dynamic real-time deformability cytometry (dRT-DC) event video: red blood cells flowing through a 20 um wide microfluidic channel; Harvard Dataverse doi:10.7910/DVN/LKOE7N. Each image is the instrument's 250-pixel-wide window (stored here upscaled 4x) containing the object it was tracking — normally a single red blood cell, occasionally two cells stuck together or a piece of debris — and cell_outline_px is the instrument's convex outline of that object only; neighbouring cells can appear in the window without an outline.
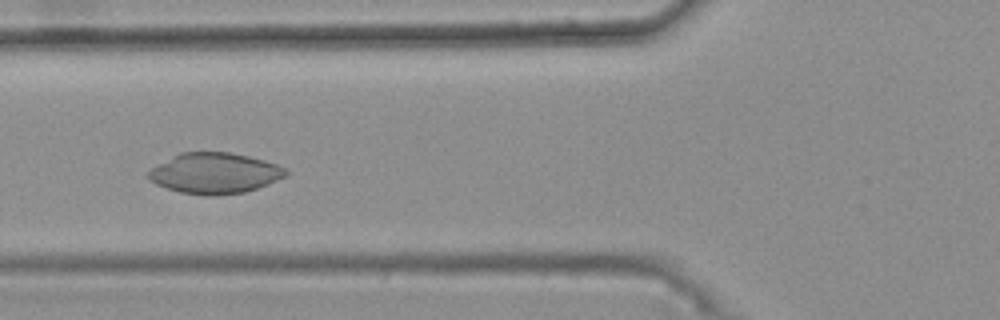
{"species": "common noctule bat (a hibernating species)", "species_latin": "Nyctalus noctula", "temperature_condition": "warm", "stored_images_in_passage": 35, "camera_frame_rate_fps": 3000, "um_per_image_px": 0.085, "animal": {"sex": "female", "body_mass_g": 25.1}, "frame": {"image": 1, "passage_image": 10, "time_ms": 3.0, "image_size_px": [1000, 320], "cell_outline_px": [[288, 176], [268, 184], [244, 192], [216, 196], [204, 196], [180, 192], [156, 184], [148, 180], [148, 172], [152, 168], [180, 152], [228, 152], [248, 156], [264, 160], [288, 168]], "centroid_in_image_um": [18.28, 14.73], "position_along_channel_um": 107.5, "area_um2": 32.66}}
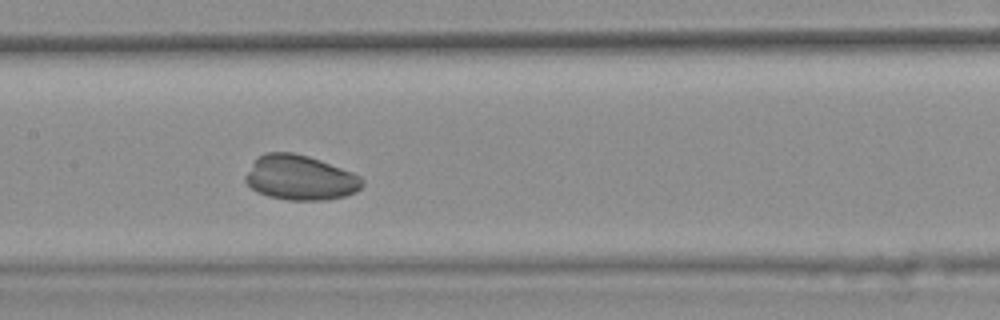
{"frame": {"image": 2, "passage_image": 16, "time_ms": 5.0, "image_size_px": [1000, 320], "cell_outline_px": [[364, 184], [356, 192], [344, 196], [328, 200], [288, 200], [268, 196], [256, 192], [244, 180], [244, 176], [252, 164], [264, 152], [292, 152], [308, 156], [320, 160], [352, 172], [360, 176], [364, 180]], "centroid_in_image_um": [25.52, 15.11], "position_along_channel_um": 181.9, "area_um2": 30.58}}
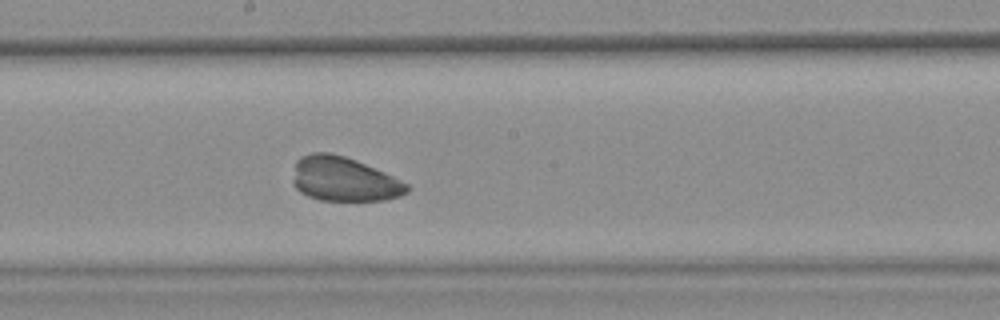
{"frame": {"image": 3, "passage_image": 19, "time_ms": 6.0, "image_size_px": [1000, 320], "cell_outline_px": [[412, 188], [408, 192], [400, 196], [384, 200], [320, 200], [308, 196], [300, 192], [292, 184], [292, 180], [296, 160], [300, 156], [312, 152], [328, 152], [344, 156], [356, 160], [384, 172], [408, 184]], "centroid_in_image_um": [29.21, 15.22], "position_along_channel_um": 219.0, "area_um2": 29.59}}